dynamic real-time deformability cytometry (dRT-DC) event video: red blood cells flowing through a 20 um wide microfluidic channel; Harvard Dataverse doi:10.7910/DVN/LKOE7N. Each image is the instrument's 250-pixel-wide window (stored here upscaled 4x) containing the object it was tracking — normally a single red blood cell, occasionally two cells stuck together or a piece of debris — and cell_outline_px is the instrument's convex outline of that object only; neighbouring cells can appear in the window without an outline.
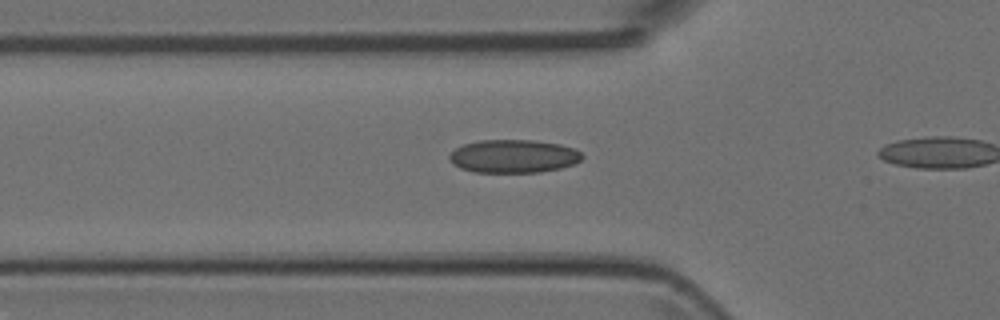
{"species": "Egyptian fruit bat (a non-hibernating species)", "species_latin": "Rousettus aegyptiacus", "temperature_condition": "room temperature", "stored_images_in_passage": 12, "camera_frame_rate_fps": 3000, "um_per_image_px": 0.085, "animal": {"sex": "female"}, "frame": {"image": 1, "passage_image": 7, "time_ms": 2.0, "image_size_px": [1000, 320], "cell_outline_px": [[584, 156], [580, 160], [572, 164], [560, 168], [540, 172], [472, 172], [460, 168], [452, 164], [448, 156], [456, 148], [464, 144], [476, 140], [536, 140], [560, 144], [576, 148]], "centroid_in_image_um": [43.64, 13.27], "position_along_channel_um": 82.2, "area_um2": 25.84}}
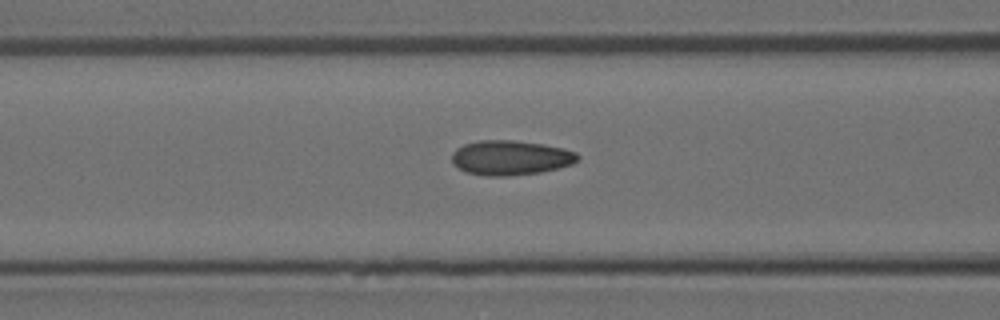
{"frame": {"image": 2, "passage_image": 10, "time_ms": 3.0, "image_size_px": [1000, 320], "cell_outline_px": [[580, 156], [572, 164], [540, 172], [508, 176], [484, 176], [464, 172], [452, 164], [452, 152], [456, 148], [464, 144], [480, 140], [512, 140], [540, 144], [564, 148], [576, 152]], "centroid_in_image_um": [43.34, 13.41], "position_along_channel_um": 123.3, "area_um2": 25.49}}